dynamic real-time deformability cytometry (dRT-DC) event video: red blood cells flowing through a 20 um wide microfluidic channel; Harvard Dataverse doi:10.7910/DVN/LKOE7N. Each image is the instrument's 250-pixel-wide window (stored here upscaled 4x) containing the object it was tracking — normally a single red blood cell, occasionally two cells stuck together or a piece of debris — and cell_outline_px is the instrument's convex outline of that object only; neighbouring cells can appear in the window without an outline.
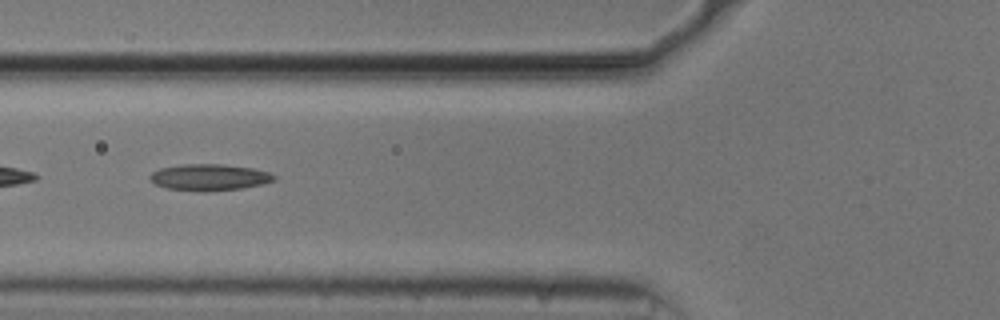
{"species": "common noctule bat (a hibernating species)", "species_latin": "Nyctalus noctula", "temperature_condition": "cold", "stored_images_in_passage": 49, "camera_frame_rate_fps": 3000, "um_per_image_px": 0.085, "animal": {"sex": "male", "body_mass_g": 20.5, "forearm_length_mm": 52.5}, "frame": {"image": 1, "passage_image": 16, "time_ms": 5.0, "image_size_px": [1000, 320], "cell_outline_px": [[276, 180], [244, 188], [204, 192], [200, 192], [168, 188], [156, 184], [148, 176], [152, 172], [160, 168], [180, 164], [224, 164], [252, 168], [268, 172], [276, 176]], "centroid_in_image_um": [17.79, 15.07], "position_along_channel_um": 108.0, "area_um2": 19.19}}
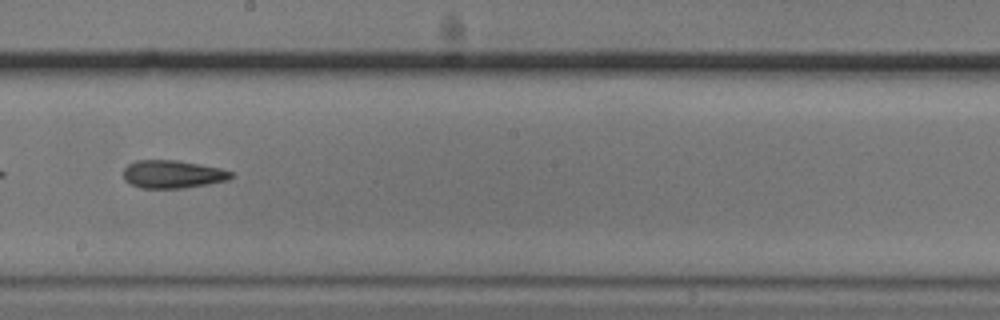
{"frame": {"image": 2, "passage_image": 26, "time_ms": 8.333, "image_size_px": [1000, 320], "cell_outline_px": [[232, 176], [228, 180], [208, 184], [184, 188], [140, 188], [128, 184], [124, 180], [124, 168], [128, 164], [136, 160], [176, 160], [200, 164], [220, 168], [232, 172]], "centroid_in_image_um": [14.64, 14.81], "position_along_channel_um": 233.6, "area_um2": 17.63}}
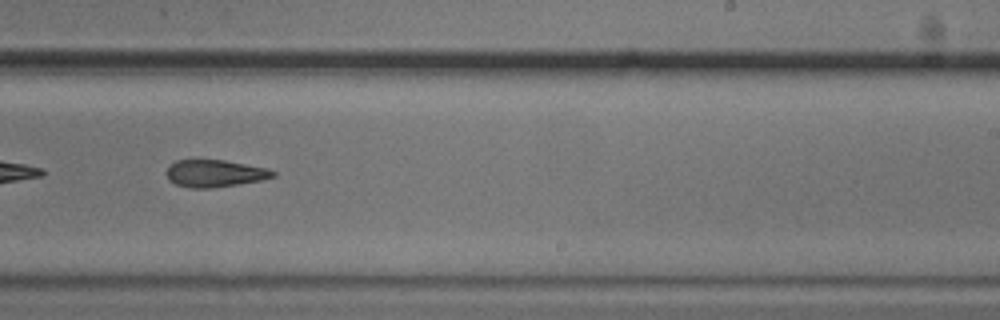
{"frame": {"image": 3, "passage_image": 29, "time_ms": 9.333, "image_size_px": [1000, 320], "cell_outline_px": [[276, 176], [264, 180], [212, 188], [192, 188], [176, 184], [168, 180], [168, 168], [176, 160], [224, 160], [268, 168], [276, 172]], "centroid_in_image_um": [18.32, 14.74], "position_along_channel_um": 270.7, "area_um2": 16.82}, "authors_computed_cell_mechanics": {"area_um2": 18.0914, "velocity_mm_per_s": 3.7563, "shape_relaxation_time_tau1_ms": null, "shape_relaxation_time_tau2_ms": 5.0589, "deformation_change_tau1": null, "deformation_change_tau2": 0.151}}